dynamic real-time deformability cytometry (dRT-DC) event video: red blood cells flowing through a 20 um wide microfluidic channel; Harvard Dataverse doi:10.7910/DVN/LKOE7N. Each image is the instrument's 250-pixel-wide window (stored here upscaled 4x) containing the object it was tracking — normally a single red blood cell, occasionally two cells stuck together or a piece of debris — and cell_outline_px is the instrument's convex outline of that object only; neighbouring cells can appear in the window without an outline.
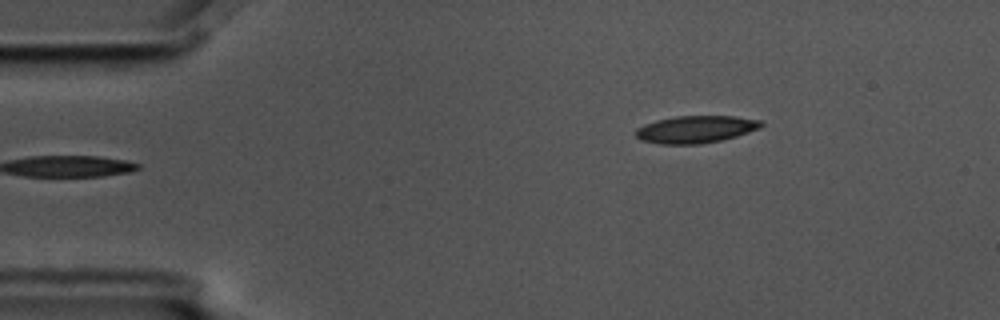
{"species": "common noctule bat (a hibernating species)", "species_latin": "Nyctalus noctula", "temperature_condition": "cold", "stored_images_in_passage": 2, "camera_frame_rate_fps": 3000, "um_per_image_px": 0.085, "animal": {"sex": "male", "body_mass_g": 17.5, "forearm_length_mm": 52.3}, "frame": {"image": 1, "passage_image": 2, "time_ms": 0.333, "image_size_px": [1000, 320], "cell_outline_px": [[764, 124], [760, 128], [736, 136], [720, 140], [700, 144], [660, 144], [640, 140], [636, 136], [636, 128], [644, 124], [656, 120], [676, 116], [736, 116], [764, 120]], "centroid_in_image_um": [59.15, 10.98], "position_along_channel_um": 25.9, "area_um2": 20.06}}